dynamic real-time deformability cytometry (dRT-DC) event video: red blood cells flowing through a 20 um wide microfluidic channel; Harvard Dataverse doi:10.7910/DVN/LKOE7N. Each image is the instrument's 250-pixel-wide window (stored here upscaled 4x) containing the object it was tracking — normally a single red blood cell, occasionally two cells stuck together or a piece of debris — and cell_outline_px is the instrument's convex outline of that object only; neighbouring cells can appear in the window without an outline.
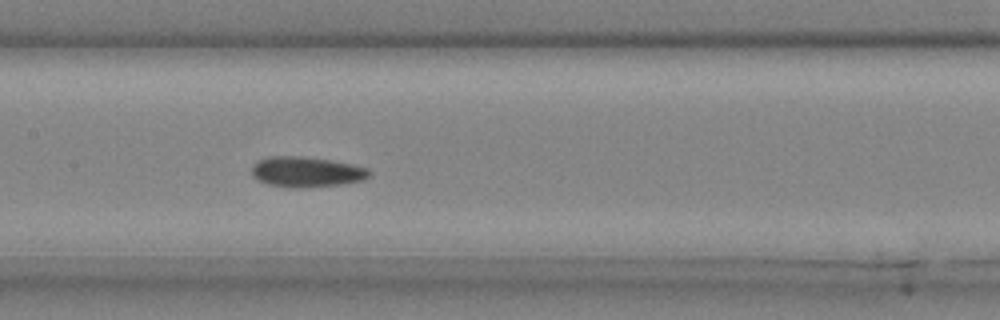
{"species": "common noctule bat (a hibernating species)", "species_latin": "Nyctalus noctula", "temperature_condition": "cold", "stored_images_in_passage": 39, "camera_frame_rate_fps": 3000, "um_per_image_px": 0.085, "animal": {"sex": "male", "body_mass_g": 20.4}, "frame": {"image": 1, "passage_image": 20, "time_ms": 6.333, "image_size_px": [1000, 320], "cell_outline_px": [[372, 172], [364, 180], [340, 184], [296, 188], [292, 188], [268, 184], [252, 176], [252, 164], [256, 160], [268, 156], [304, 156], [332, 160], [352, 164], [368, 168]], "centroid_in_image_um": [26.03, 14.59], "position_along_channel_um": 181.4, "area_um2": 20.92}}
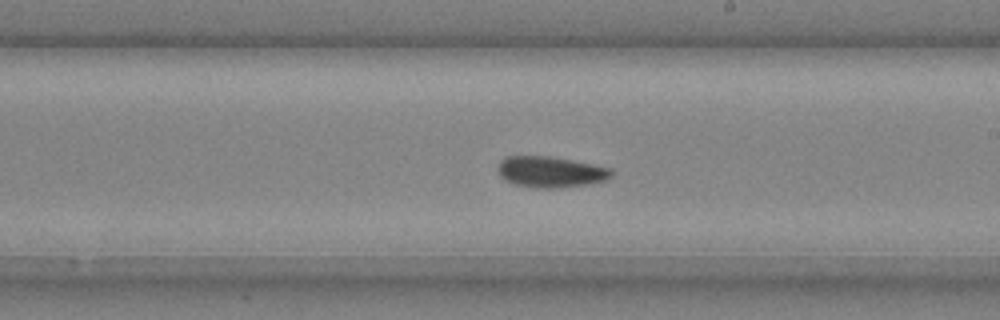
{"frame": {"image": 2, "passage_image": 24, "time_ms": 7.667, "image_size_px": [1000, 320], "cell_outline_px": [[612, 176], [604, 180], [584, 184], [556, 188], [532, 188], [516, 184], [504, 180], [500, 176], [500, 160], [504, 156], [552, 156], [612, 168]], "centroid_in_image_um": [46.78, 14.6], "position_along_channel_um": 242.2, "area_um2": 20.35}}
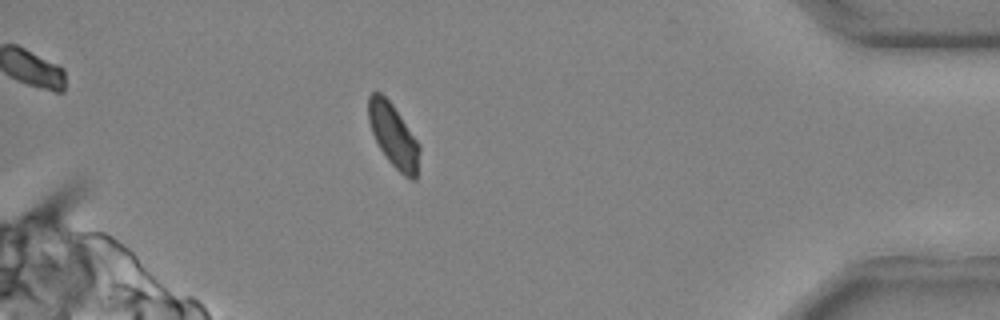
{"frame": {"image": 3, "passage_image": 37, "time_ms": 12.0, "image_size_px": [1000, 320], "cell_outline_px": [[420, 152], [416, 180], [412, 180], [404, 176], [388, 160], [380, 148], [372, 132], [368, 120], [368, 96], [372, 92], [380, 92], [392, 104], [420, 144]], "centroid_in_image_um": [33.45, 11.53], "position_along_channel_um": 401.7, "area_um2": 18.73}}